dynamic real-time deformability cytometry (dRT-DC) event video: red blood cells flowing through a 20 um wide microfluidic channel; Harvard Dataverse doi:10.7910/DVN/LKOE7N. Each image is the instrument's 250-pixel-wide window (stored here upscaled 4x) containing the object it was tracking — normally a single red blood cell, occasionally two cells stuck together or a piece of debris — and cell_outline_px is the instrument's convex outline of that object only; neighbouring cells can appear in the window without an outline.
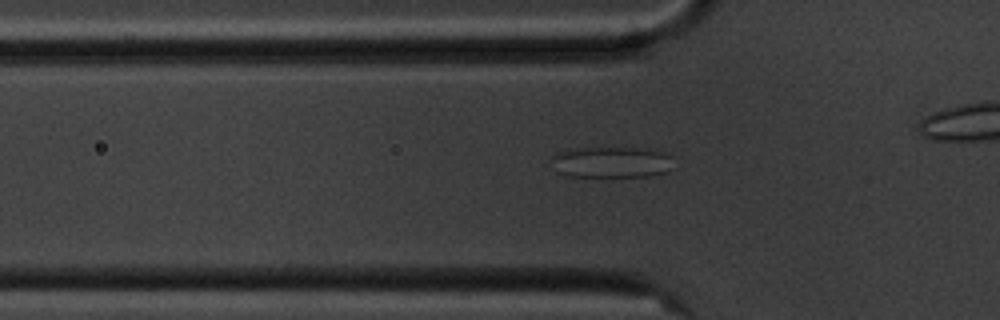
{"species": "common noctule bat (a hibernating species)", "species_latin": "Nyctalus noctula", "temperature_condition": "cold", "stored_images_in_passage": 38, "camera_frame_rate_fps": 3000, "um_per_image_px": 0.085, "animal": {"sex": "male", "body_mass_g": 20.1, "forearm_length_mm": 53.5}, "frame": {"image": 1, "passage_image": 11, "time_ms": 3.333, "image_size_px": [1000, 320], "cell_outline_px": [[672, 156], [668, 172], [652, 176], [564, 176], [556, 172], [552, 156], [556, 152], [572, 148], [636, 148], [664, 152]], "centroid_in_image_um": [51.94, 13.79], "position_along_channel_um": 73.9, "area_um2": 22.08}}
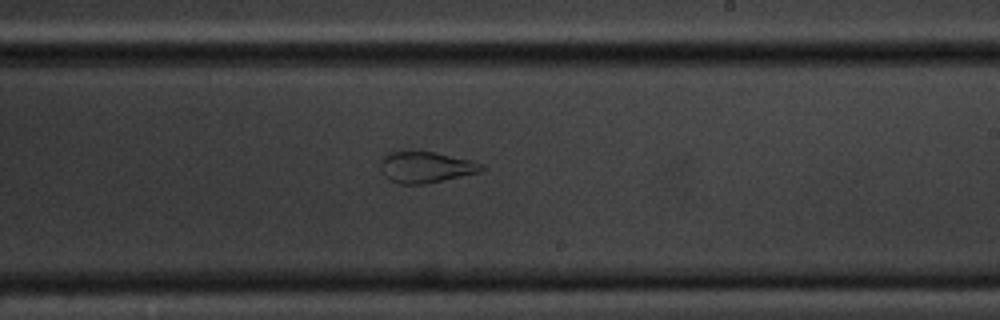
{"frame": {"image": 2, "passage_image": 26, "time_ms": 8.333, "image_size_px": [1000, 320], "cell_outline_px": [[484, 168], [480, 172], [428, 184], [400, 184], [384, 176], [380, 168], [380, 160], [388, 152], [432, 152], [468, 160], [480, 164]], "centroid_in_image_um": [36.14, 14.23], "position_along_channel_um": 252.9, "area_um2": 18.03}}
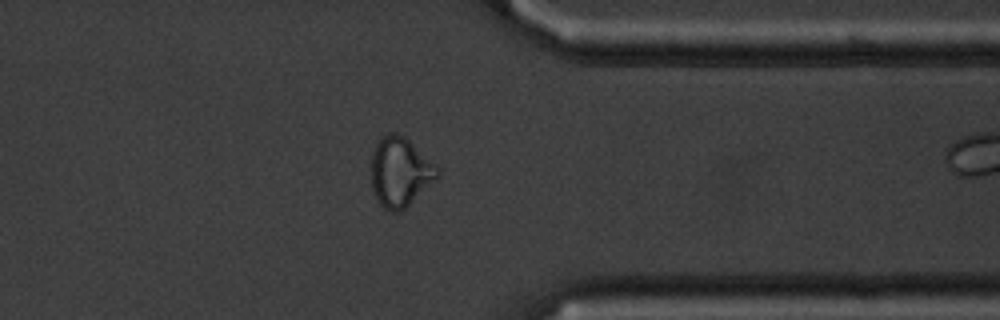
{"frame": {"image": 3, "passage_image": 37, "time_ms": 12.0, "image_size_px": [1000, 320], "cell_outline_px": [[440, 176], [436, 180], [400, 212], [392, 212], [384, 208], [380, 204], [372, 188], [372, 152], [380, 136], [388, 132], [396, 132], [404, 136], [436, 164], [440, 168]], "centroid_in_image_um": [34.02, 14.59], "position_along_channel_um": 377.4, "area_um2": 26.88}}